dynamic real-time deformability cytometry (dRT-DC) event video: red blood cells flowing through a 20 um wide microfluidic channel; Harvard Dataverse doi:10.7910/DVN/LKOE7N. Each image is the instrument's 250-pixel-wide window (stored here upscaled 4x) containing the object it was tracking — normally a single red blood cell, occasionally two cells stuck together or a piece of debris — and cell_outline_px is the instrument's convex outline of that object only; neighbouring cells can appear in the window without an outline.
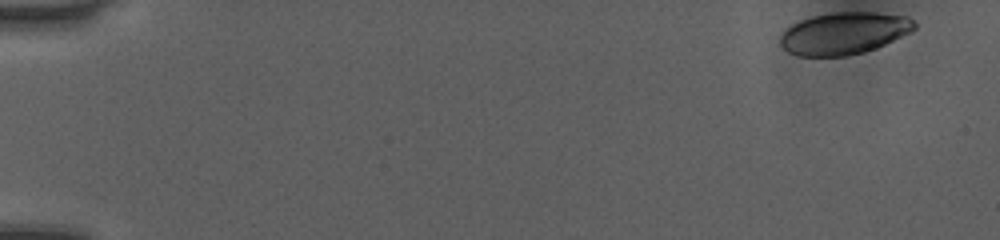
{"species": "human", "species_latin": "Homo sapiens", "temperature_condition": "room temperature", "stored_images_in_passage": 49, "camera_frame_rate_fps": 3000, "um_per_image_px": 0.085, "donor": {"sex": "female"}, "frame": {"image": 1, "passage_image": 1, "time_ms": 0.0, "image_size_px": [1000, 240], "cell_outline_px": [[916, 28], [912, 32], [876, 48], [864, 52], [844, 56], [800, 56], [788, 52], [780, 44], [780, 36], [784, 28], [800, 20], [812, 16], [836, 12], [876, 12], [908, 16], [916, 24]], "centroid_in_image_um": [71.74, 2.82], "position_along_channel_um": 13.3, "area_um2": 33.12}}
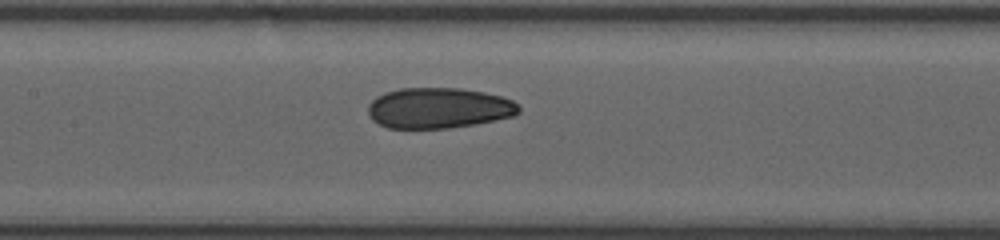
{"frame": {"image": 2, "passage_image": 24, "time_ms": 7.667, "image_size_px": [1000, 240], "cell_outline_px": [[520, 112], [516, 116], [472, 124], [448, 128], [388, 128], [372, 120], [368, 112], [368, 104], [376, 96], [384, 92], [400, 88], [460, 88], [484, 92], [500, 96], [512, 100], [520, 108]], "centroid_in_image_um": [37.27, 9.17], "position_along_channel_um": 170.1, "area_um2": 35.72}}
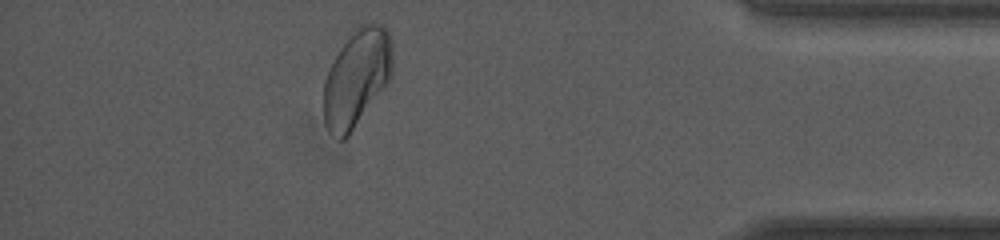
{"frame": {"image": 3, "passage_image": 44, "time_ms": 14.333, "image_size_px": [1000, 240], "cell_outline_px": [[392, 80], [348, 136], [344, 140], [336, 140], [328, 128], [324, 120], [324, 80], [340, 48], [356, 28], [360, 24], [380, 24], [388, 28], [392, 40]], "centroid_in_image_um": [30.36, 6.64], "position_along_channel_um": 404.8, "area_um2": 39.25}, "authors_computed_cell_mechanics": {"area_um2": 35.4892, "velocity_mm_per_s": 4.065, "shape_relaxation_time_tau1_ms": 4.6456, "shape_relaxation_time_tau2_ms": 1.2771, "deformation_change_tau1": 0.1255, "deformation_change_tau2": 0.056}}